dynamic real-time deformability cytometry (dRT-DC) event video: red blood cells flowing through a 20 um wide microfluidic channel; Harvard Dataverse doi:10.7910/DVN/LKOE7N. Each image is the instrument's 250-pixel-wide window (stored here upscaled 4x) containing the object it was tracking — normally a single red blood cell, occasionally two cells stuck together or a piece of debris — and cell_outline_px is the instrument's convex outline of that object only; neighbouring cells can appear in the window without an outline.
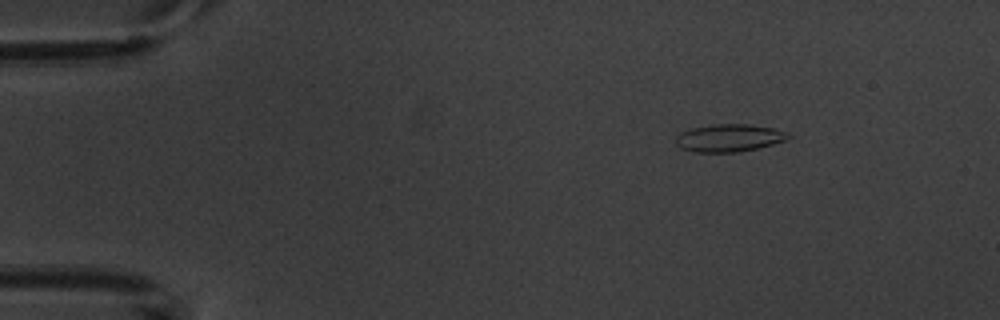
{"species": "common noctule bat (a hibernating species)", "species_latin": "Nyctalus noctula", "temperature_condition": "warm", "stored_images_in_passage": 5, "camera_frame_rate_fps": 3000, "um_per_image_px": 0.085, "animal": {"sex": "male", "body_mass_g": 20.1, "forearm_length_mm": 53.5}, "frame": {"image": 1, "passage_image": 3, "time_ms": 2.333, "image_size_px": [1000, 320], "cell_outline_px": [[792, 136], [784, 140], [772, 144], [756, 148], [736, 152], [696, 152], [680, 148], [676, 144], [676, 136], [680, 132], [692, 128], [712, 124], [748, 124], [772, 128], [788, 132]], "centroid_in_image_um": [61.94, 11.72], "position_along_channel_um": 23.1, "area_um2": 17.98}}